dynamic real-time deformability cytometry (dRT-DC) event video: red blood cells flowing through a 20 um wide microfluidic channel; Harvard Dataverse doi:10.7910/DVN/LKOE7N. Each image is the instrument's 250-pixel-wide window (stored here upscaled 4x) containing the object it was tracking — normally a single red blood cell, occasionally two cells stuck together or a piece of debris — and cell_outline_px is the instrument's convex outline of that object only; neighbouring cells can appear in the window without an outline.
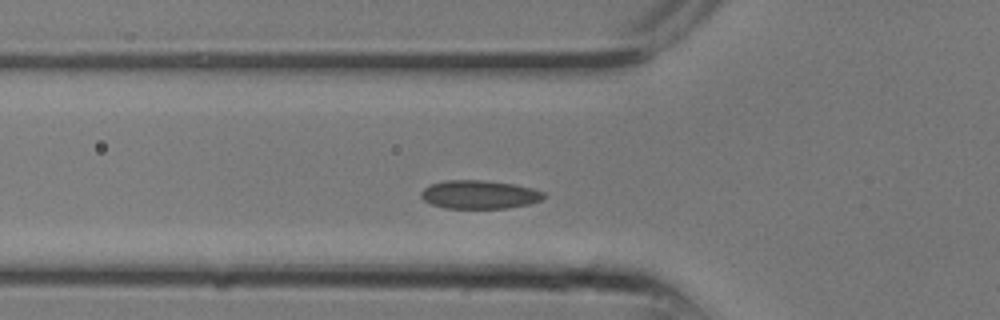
{"species": "common noctule bat (a hibernating species)", "species_latin": "Nyctalus noctula", "temperature_condition": "room temperature", "stored_images_in_passage": 6, "camera_frame_rate_fps": 3000, "um_per_image_px": 0.085, "animal": {"sex": "male", "body_mass_g": 13.3}, "frame": {"image": 1, "passage_image": 3, "time_ms": 0.667, "image_size_px": [1000, 320], "cell_outline_px": [[544, 200], [528, 204], [508, 208], [444, 208], [432, 204], [424, 200], [420, 196], [420, 192], [424, 188], [432, 184], [444, 180], [484, 180], [512, 184], [532, 188], [544, 192]], "centroid_in_image_um": [40.74, 16.54], "position_along_channel_um": 85.1, "area_um2": 20.35}}
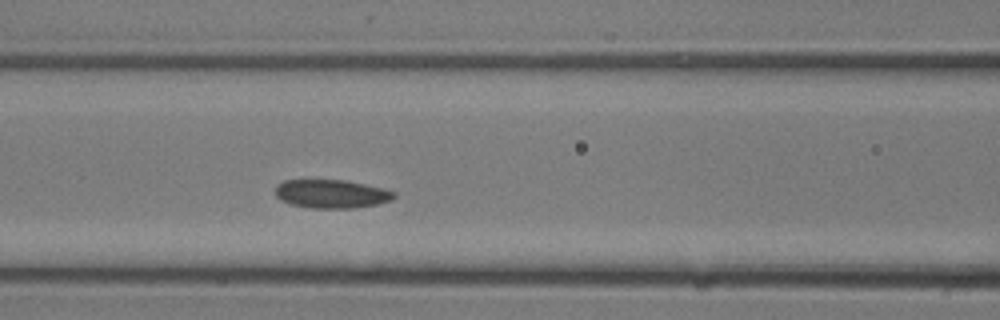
{"frame": {"image": 2, "passage_image": 5, "time_ms": 1.333, "image_size_px": [1000, 320], "cell_outline_px": [[396, 196], [392, 200], [376, 204], [352, 208], [312, 208], [292, 204], [280, 200], [276, 196], [276, 184], [284, 180], [344, 180], [384, 188], [396, 192]], "centroid_in_image_um": [28.18, 16.47], "position_along_channel_um": 138.4, "area_um2": 19.71}}